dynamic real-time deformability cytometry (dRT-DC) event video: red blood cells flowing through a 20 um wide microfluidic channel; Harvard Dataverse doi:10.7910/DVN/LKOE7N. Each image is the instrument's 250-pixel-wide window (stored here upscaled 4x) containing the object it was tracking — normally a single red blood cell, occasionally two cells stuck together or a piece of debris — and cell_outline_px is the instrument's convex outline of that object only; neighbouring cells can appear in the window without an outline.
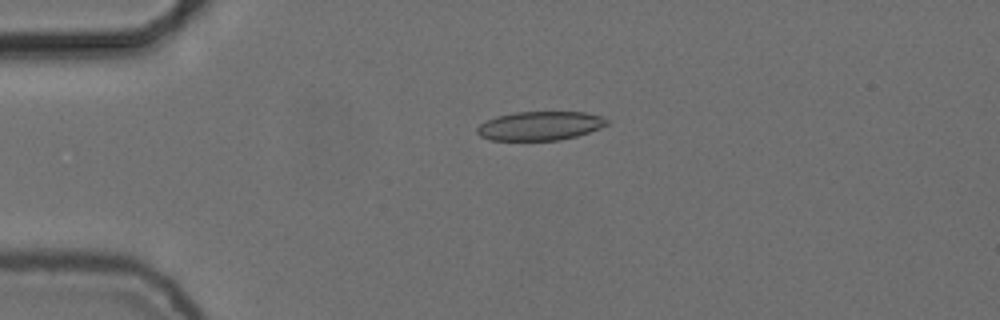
{"species": "common noctule bat (a hibernating species)", "species_latin": "Nyctalus noctula", "temperature_condition": "cold", "stored_images_in_passage": 36, "camera_frame_rate_fps": 3000, "um_per_image_px": 0.085, "animal": {"sex": "female", "body_mass_g": 24.6, "forearm_length_mm": 56.2}, "frame": {"image": 1, "passage_image": 1, "time_ms": 0.0, "image_size_px": [1000, 320], "cell_outline_px": [[608, 124], [600, 128], [576, 136], [560, 140], [492, 140], [480, 136], [476, 132], [476, 128], [480, 124], [496, 116], [516, 112], [584, 112], [600, 116], [608, 120]], "centroid_in_image_um": [45.88, 10.69], "position_along_channel_um": 39.1, "area_um2": 21.73}}
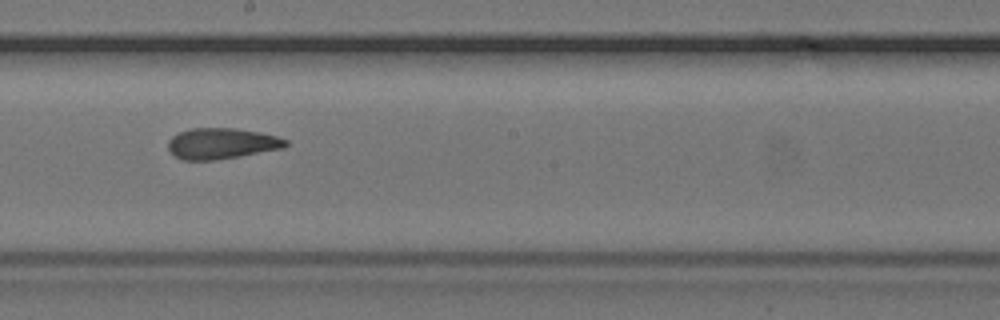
{"frame": {"image": 2, "passage_image": 19, "time_ms": 6.0, "image_size_px": [1000, 320], "cell_outline_px": [[288, 144], [284, 148], [240, 156], [216, 160], [184, 160], [176, 156], [168, 148], [168, 140], [172, 136], [180, 132], [192, 128], [236, 128], [260, 132], [276, 136], [288, 140]], "centroid_in_image_um": [18.86, 12.19], "position_along_channel_um": 229.3, "area_um2": 21.15}}
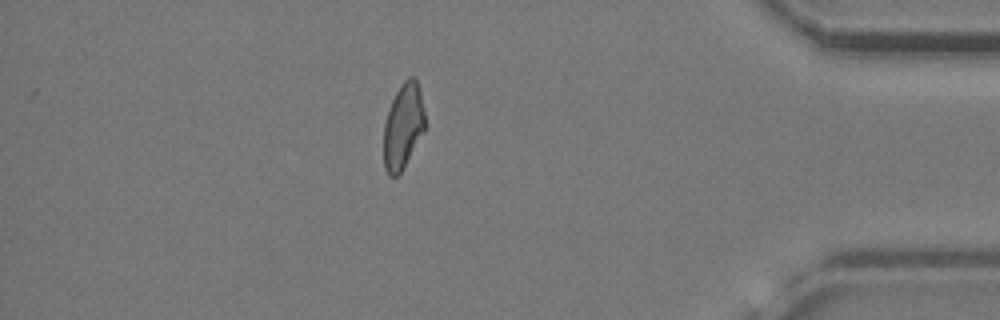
{"frame": {"image": 3, "passage_image": 36, "time_ms": 11.667, "image_size_px": [1000, 320], "cell_outline_px": [[428, 124], [424, 132], [404, 168], [396, 176], [388, 176], [384, 168], [384, 124], [392, 100], [396, 92], [404, 80], [408, 76], [416, 76]], "centroid_in_image_um": [34.3, 10.73], "position_along_channel_um": 400.9, "area_um2": 20.92}, "authors_computed_cell_mechanics": {"area_um2": 21.7039, "velocity_mm_per_s": 3.7185, "shape_relaxation_time_tau1_ms": 9.4831, "shape_relaxation_time_tau2_ms": 2.4084, "deformation_change_tau1": 0.1534, "deformation_change_tau2": 0.103}}